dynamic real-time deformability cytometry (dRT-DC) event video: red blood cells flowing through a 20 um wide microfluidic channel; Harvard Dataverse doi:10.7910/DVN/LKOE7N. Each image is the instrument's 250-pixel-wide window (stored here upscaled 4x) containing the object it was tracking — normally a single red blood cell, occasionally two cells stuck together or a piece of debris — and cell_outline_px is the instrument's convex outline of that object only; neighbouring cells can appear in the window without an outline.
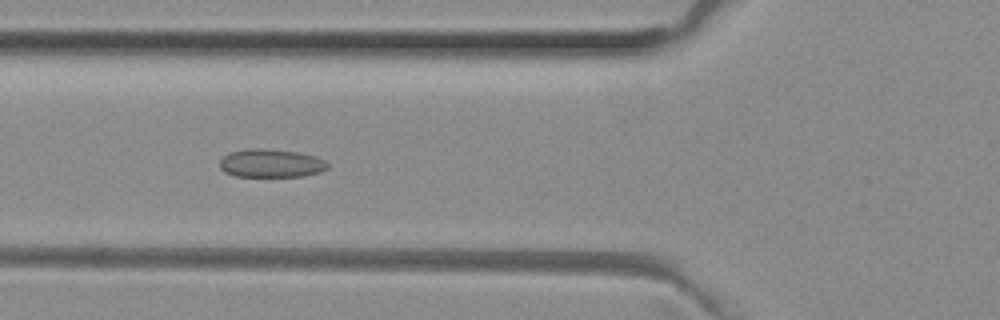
{"species": "common noctule bat (a hibernating species)", "species_latin": "Nyctalus noctula", "temperature_condition": "room temperature", "stored_images_in_passage": 21, "camera_frame_rate_fps": 3000, "um_per_image_px": 0.085, "animal": {"sex": "female", "body_mass_g": 29.2, "forearm_length_mm": 56.3}, "frame": {"image": 1, "passage_image": 8, "time_ms": 2.333, "image_size_px": [1000, 320], "cell_outline_px": [[328, 168], [320, 172], [304, 176], [236, 176], [224, 172], [220, 168], [220, 160], [224, 156], [232, 152], [248, 148], [264, 148], [296, 152], [316, 156], [324, 160], [328, 164]], "centroid_in_image_um": [23.04, 13.87], "position_along_channel_um": 102.8, "area_um2": 17.74}}
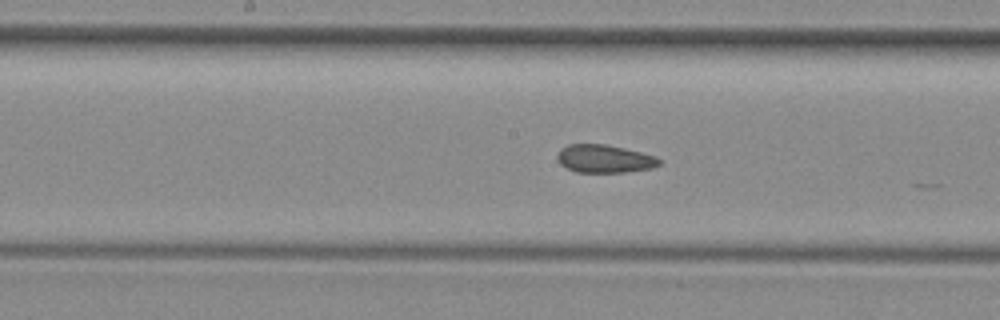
{"frame": {"image": 2, "passage_image": 15, "time_ms": 4.667, "image_size_px": [1000, 320], "cell_outline_px": [[660, 164], [652, 168], [624, 172], [576, 172], [560, 164], [556, 160], [556, 156], [560, 148], [568, 144], [604, 144], [624, 148], [656, 156], [660, 160]], "centroid_in_image_um": [51.34, 13.49], "position_along_channel_um": 196.9, "area_um2": 16.65}}
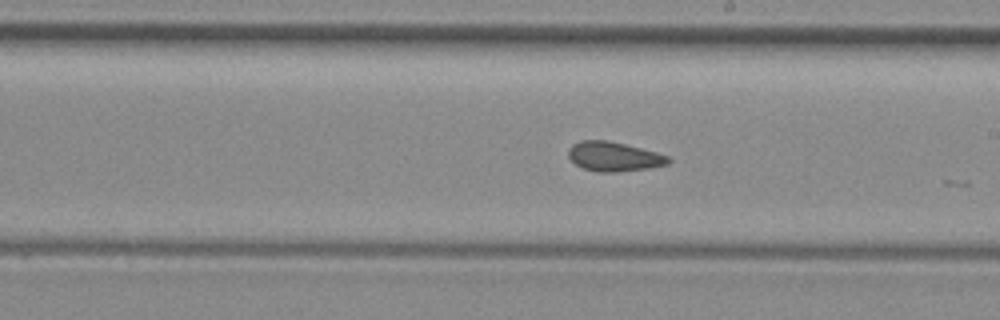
{"frame": {"image": 3, "passage_image": 18, "time_ms": 5.667, "image_size_px": [1000, 320], "cell_outline_px": [[672, 160], [668, 164], [652, 168], [616, 172], [600, 172], [584, 168], [576, 164], [568, 156], [568, 148], [572, 144], [580, 140], [608, 140], [656, 152], [668, 156]], "centroid_in_image_um": [52.19, 13.3], "position_along_channel_um": 236.8, "area_um2": 17.17}}